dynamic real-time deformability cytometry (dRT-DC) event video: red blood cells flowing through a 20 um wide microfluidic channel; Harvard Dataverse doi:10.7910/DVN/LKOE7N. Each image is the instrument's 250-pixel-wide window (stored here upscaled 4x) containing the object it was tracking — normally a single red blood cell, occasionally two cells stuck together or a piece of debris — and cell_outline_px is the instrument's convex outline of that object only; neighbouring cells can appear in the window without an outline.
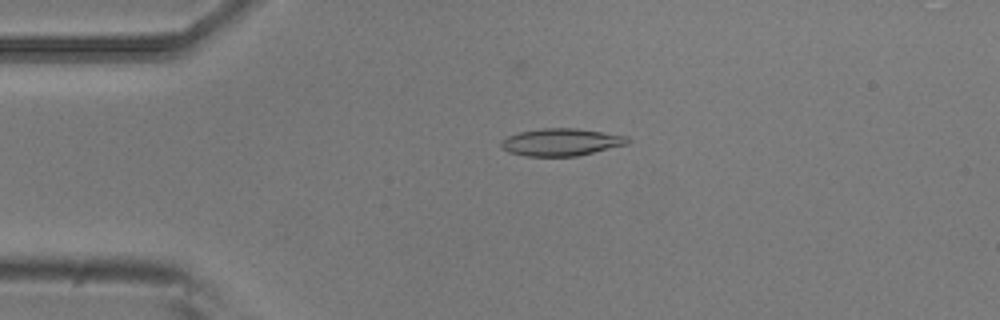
{"species": "common noctule bat (a hibernating species)", "species_latin": "Nyctalus noctula", "temperature_condition": "room temperature", "stored_images_in_passage": 3, "camera_frame_rate_fps": 3000, "um_per_image_px": 0.085, "animal": {"sex": "male", "body_mass_g": 20.5, "forearm_length_mm": 52.5}, "frame": {"image": 1, "passage_image": 1, "time_ms": 0.0, "image_size_px": [1000, 320], "cell_outline_px": [[632, 140], [628, 144], [576, 156], [528, 156], [508, 152], [500, 148], [500, 140], [508, 136], [520, 132], [540, 128], [576, 128], [628, 136]], "centroid_in_image_um": [47.69, 12.08], "position_along_channel_um": 37.3, "area_um2": 20.23}}
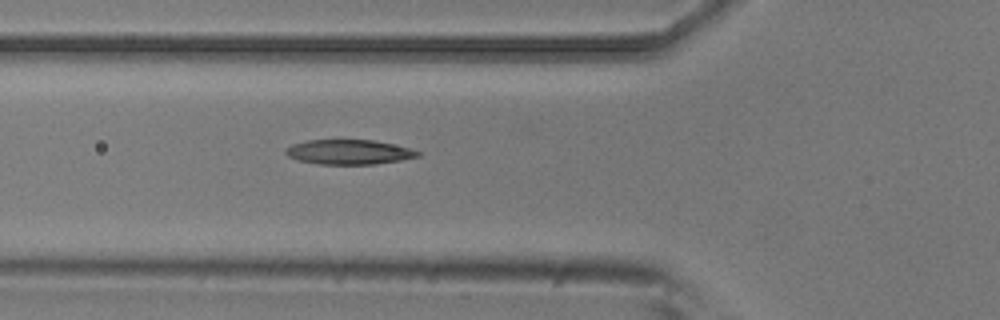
{"frame": {"image": 2, "passage_image": 3, "time_ms": 0.667, "image_size_px": [1000, 320], "cell_outline_px": [[420, 156], [400, 160], [376, 164], [320, 164], [300, 160], [288, 156], [284, 152], [284, 148], [292, 144], [308, 140], [372, 140], [412, 148], [420, 152]], "centroid_in_image_um": [29.66, 12.92], "position_along_channel_um": 96.1, "area_um2": 18.96}}